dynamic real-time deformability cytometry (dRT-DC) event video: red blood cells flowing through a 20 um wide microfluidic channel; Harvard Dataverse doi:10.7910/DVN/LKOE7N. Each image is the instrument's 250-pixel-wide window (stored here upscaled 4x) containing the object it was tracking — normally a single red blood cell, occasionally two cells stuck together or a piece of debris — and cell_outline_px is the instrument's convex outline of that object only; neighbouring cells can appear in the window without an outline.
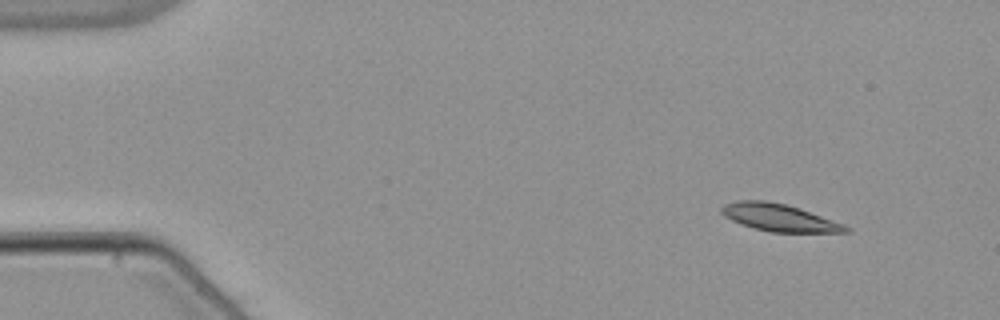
{"species": "common noctule bat (a hibernating species)", "species_latin": "Nyctalus noctula", "temperature_condition": "warm", "stored_images_in_passage": 50, "camera_frame_rate_fps": 3000, "um_per_image_px": 0.085, "animal": {"sex": "male", "body_mass_g": 21.5, "forearm_length_mm": 52.0}, "frame": {"image": 1, "passage_image": 1, "time_ms": 0.0, "image_size_px": [1000, 320], "cell_outline_px": [[852, 232], [768, 232], [740, 224], [724, 216], [720, 212], [720, 208], [724, 204], [736, 200], [764, 200], [784, 204], [800, 208], [844, 224], [852, 228]], "centroid_in_image_um": [66.22, 18.5], "position_along_channel_um": 18.8, "area_um2": 19.88}}
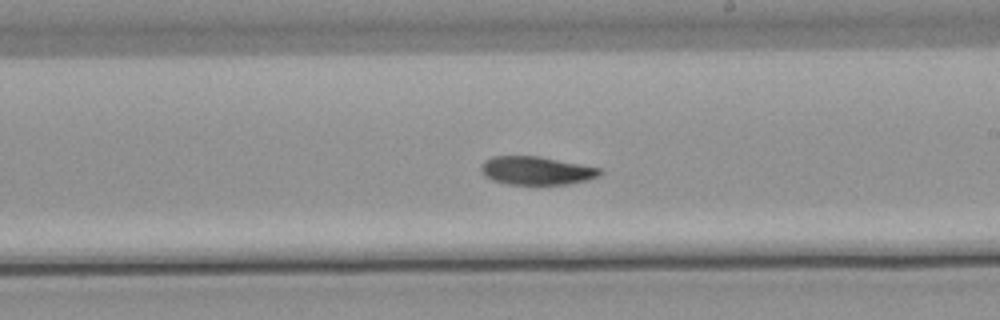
{"frame": {"image": 2, "passage_image": 27, "time_ms": 8.667, "image_size_px": [1000, 320], "cell_outline_px": [[604, 172], [588, 180], [568, 184], [508, 184], [492, 180], [484, 176], [480, 168], [484, 160], [492, 156], [540, 156], [604, 168]], "centroid_in_image_um": [45.62, 14.49], "position_along_channel_um": 243.4, "area_um2": 19.83}}
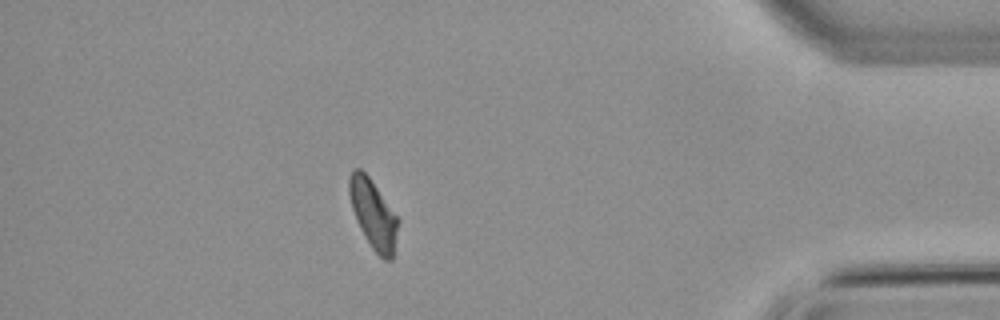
{"frame": {"image": 3, "passage_image": 43, "time_ms": 14.0, "image_size_px": [1000, 320], "cell_outline_px": [[400, 220], [392, 260], [384, 260], [372, 248], [364, 236], [356, 220], [352, 208], [348, 192], [348, 180], [352, 168], [360, 168], [368, 176]], "centroid_in_image_um": [31.72, 18.2], "position_along_channel_um": 403.5, "area_um2": 19.59}}